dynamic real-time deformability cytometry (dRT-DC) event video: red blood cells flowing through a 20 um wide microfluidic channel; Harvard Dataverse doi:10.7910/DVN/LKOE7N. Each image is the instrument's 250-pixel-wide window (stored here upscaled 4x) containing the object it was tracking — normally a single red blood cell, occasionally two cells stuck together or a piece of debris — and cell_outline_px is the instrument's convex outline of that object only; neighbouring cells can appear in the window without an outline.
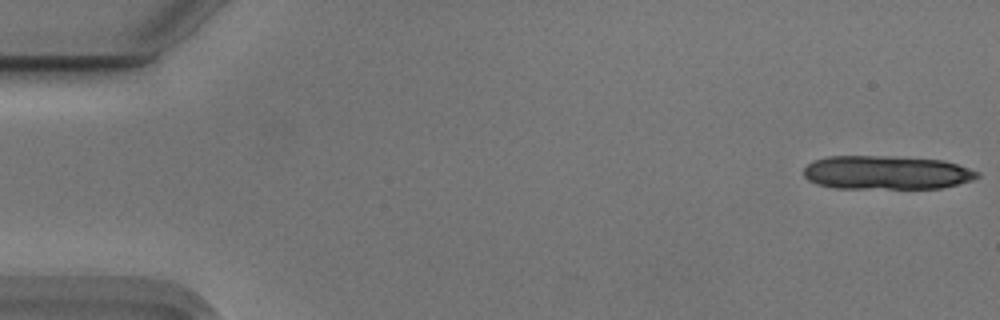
{"species": "Egyptian fruit bat (a non-hibernating species)", "species_latin": "Rousettus aegyptiacus", "temperature_condition": "cold", "stored_images_in_passage": 19, "camera_frame_rate_fps": 3000, "um_per_image_px": 0.085, "animal": {"sex": "male"}, "frame": {"image": 1, "passage_image": 1, "time_ms": 0.0, "image_size_px": [1000, 320], "cell_outline_px": [[980, 176], [972, 180], [940, 188], [836, 188], [816, 184], [808, 180], [804, 176], [804, 168], [812, 160], [828, 156], [892, 156], [944, 160], [980, 172]], "centroid_in_image_um": [75.32, 14.66], "position_along_channel_um": 9.7, "area_um2": 34.22}}